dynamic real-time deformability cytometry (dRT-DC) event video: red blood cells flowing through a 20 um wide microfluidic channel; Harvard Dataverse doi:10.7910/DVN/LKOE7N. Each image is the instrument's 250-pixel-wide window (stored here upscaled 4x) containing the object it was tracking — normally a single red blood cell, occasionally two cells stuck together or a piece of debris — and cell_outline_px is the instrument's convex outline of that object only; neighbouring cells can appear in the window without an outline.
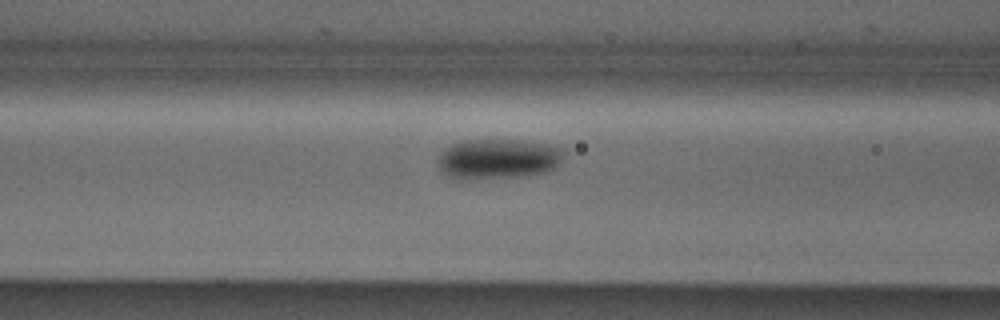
{"species": "Egyptian fruit bat (a non-hibernating species)", "species_latin": "Rousettus aegyptiacus", "temperature_condition": "cold", "stored_images_in_passage": 38, "camera_frame_rate_fps": 3000, "um_per_image_px": 0.085, "animal": {"sex": "male"}, "frame": {"image": 1, "passage_image": 16, "time_ms": 5.0, "image_size_px": [1000, 320], "cell_outline_px": [[564, 152], [556, 168], [548, 172], [524, 176], [476, 180], [456, 180], [444, 176], [440, 172], [436, 164], [436, 160], [440, 152], [452, 144], [464, 140], [520, 140], [548, 144], [560, 148]], "centroid_in_image_um": [42.24, 13.54], "position_along_channel_um": 124.4, "area_um2": 30.29}}
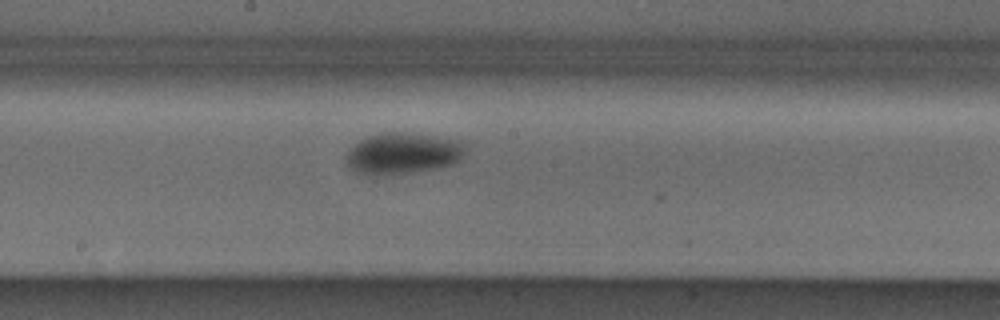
{"frame": {"image": 2, "passage_image": 23, "time_ms": 7.333, "image_size_px": [1000, 320], "cell_outline_px": [[464, 156], [460, 160], [452, 164], [440, 168], [384, 176], [372, 176], [360, 172], [352, 168], [344, 160], [348, 152], [360, 140], [368, 136], [384, 132], [404, 132], [464, 140]], "centroid_in_image_um": [34.28, 13.04], "position_along_channel_um": 213.9, "area_um2": 28.9}}
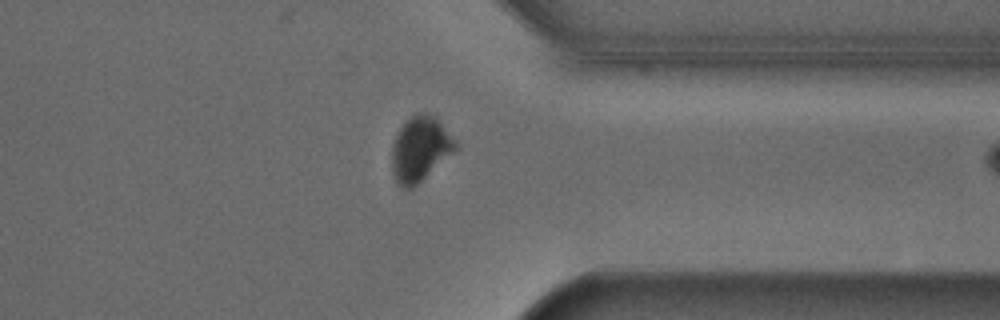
{"frame": {"image": 3, "passage_image": 36, "time_ms": 11.667, "image_size_px": [1000, 320], "cell_outline_px": [[456, 148], [412, 188], [400, 188], [396, 184], [392, 176], [392, 144], [400, 128], [416, 112], [428, 112], [436, 116], [456, 144]], "centroid_in_image_um": [35.64, 12.66], "position_along_channel_um": 375.8, "area_um2": 23.47}}